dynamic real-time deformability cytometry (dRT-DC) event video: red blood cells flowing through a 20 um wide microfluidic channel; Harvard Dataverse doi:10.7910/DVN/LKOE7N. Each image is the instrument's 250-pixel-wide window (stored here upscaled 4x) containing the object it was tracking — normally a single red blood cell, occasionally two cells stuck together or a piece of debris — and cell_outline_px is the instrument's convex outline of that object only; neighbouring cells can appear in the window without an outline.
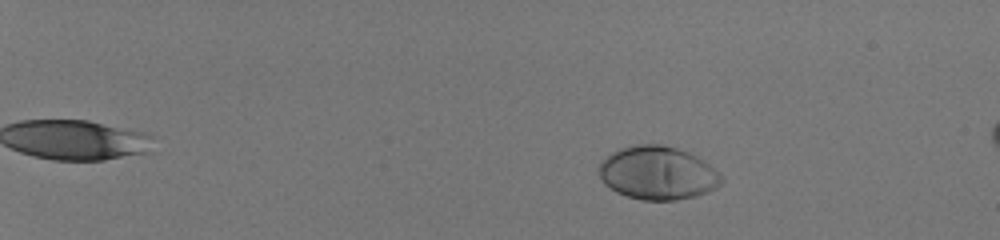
{"species": "human", "species_latin": "Homo sapiens", "temperature_condition": "room temperature", "stored_images_in_passage": 56, "camera_frame_rate_fps": 3000, "um_per_image_px": 0.085, "donor": {"sex": "male"}, "frame": {"image": 1, "passage_image": 12, "time_ms": 3.667, "image_size_px": [1000, 240], "cell_outline_px": [[724, 180], [716, 188], [696, 196], [676, 200], [644, 200], [628, 196], [616, 192], [604, 184], [600, 176], [600, 164], [612, 152], [620, 148], [636, 144], [660, 144], [676, 148], [688, 152], [704, 160], [720, 172], [724, 176]], "centroid_in_image_um": [55.94, 14.7], "position_along_channel_um": 29.1, "area_um2": 38.09}}
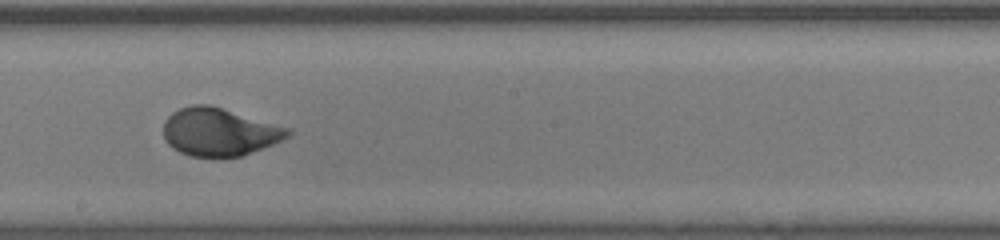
{"frame": {"image": 2, "passage_image": 38, "time_ms": 12.333, "image_size_px": [1000, 240], "cell_outline_px": [[292, 136], [272, 144], [240, 156], [192, 156], [180, 152], [172, 148], [164, 140], [164, 120], [172, 112], [180, 108], [192, 104], [208, 104], [292, 128]], "centroid_in_image_um": [18.65, 11.2], "position_along_channel_um": 229.6, "area_um2": 34.68}}
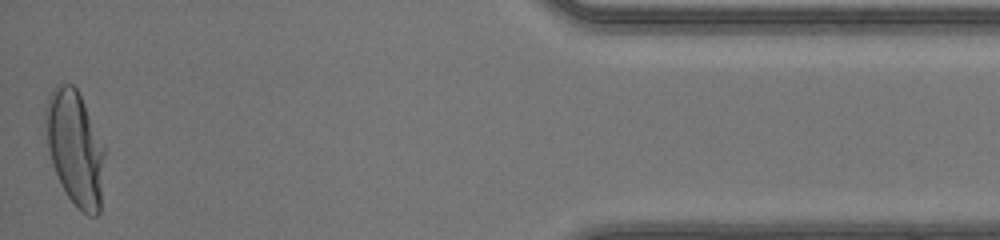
{"frame": {"image": 3, "passage_image": 56, "time_ms": 18.333, "image_size_px": [1000, 240], "cell_outline_px": [[104, 156], [100, 212], [96, 216], [88, 216], [68, 196], [52, 164], [48, 148], [44, 120], [44, 108], [48, 96], [52, 88], [60, 80], [72, 84], [76, 88], [84, 104], [104, 148]], "centroid_in_image_um": [6.34, 12.51], "position_along_channel_um": 428.9, "area_um2": 39.13}, "authors_computed_cell_mechanics": {"area_um2": 35.7204, "velocity_mm_per_s": 4.1598, "shape_relaxation_time_tau1_ms": 3.2849, "shape_relaxation_time_tau2_ms": null, "deformation_change_tau1": 0.1839, "deformation_change_tau2": null}}